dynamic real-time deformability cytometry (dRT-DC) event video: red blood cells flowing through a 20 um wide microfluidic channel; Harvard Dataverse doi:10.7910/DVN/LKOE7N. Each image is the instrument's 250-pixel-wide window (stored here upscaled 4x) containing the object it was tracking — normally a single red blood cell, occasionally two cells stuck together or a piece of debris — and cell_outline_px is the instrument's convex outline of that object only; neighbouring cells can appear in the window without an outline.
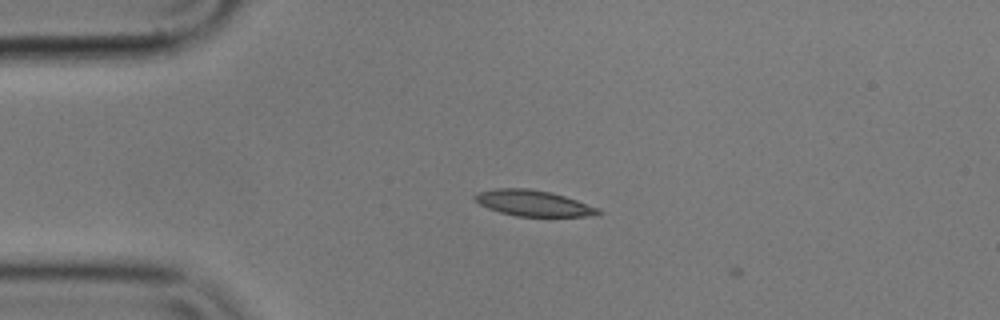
{"species": "common noctule bat (a hibernating species)", "species_latin": "Nyctalus noctula", "temperature_condition": "cold", "stored_images_in_passage": 2, "camera_frame_rate_fps": 3000, "um_per_image_px": 0.085, "animal": {"sex": "male", "body_mass_g": 17.9}, "frame": {"image": 1, "passage_image": 1, "time_ms": 0.0, "image_size_px": [1000, 320], "cell_outline_px": [[604, 212], [600, 216], [516, 216], [500, 212], [488, 208], [472, 200], [472, 196], [476, 192], [496, 188], [528, 188], [548, 192], [564, 196], [600, 208]], "centroid_in_image_um": [45.33, 17.27], "position_along_channel_um": 39.7, "area_um2": 18.79}}